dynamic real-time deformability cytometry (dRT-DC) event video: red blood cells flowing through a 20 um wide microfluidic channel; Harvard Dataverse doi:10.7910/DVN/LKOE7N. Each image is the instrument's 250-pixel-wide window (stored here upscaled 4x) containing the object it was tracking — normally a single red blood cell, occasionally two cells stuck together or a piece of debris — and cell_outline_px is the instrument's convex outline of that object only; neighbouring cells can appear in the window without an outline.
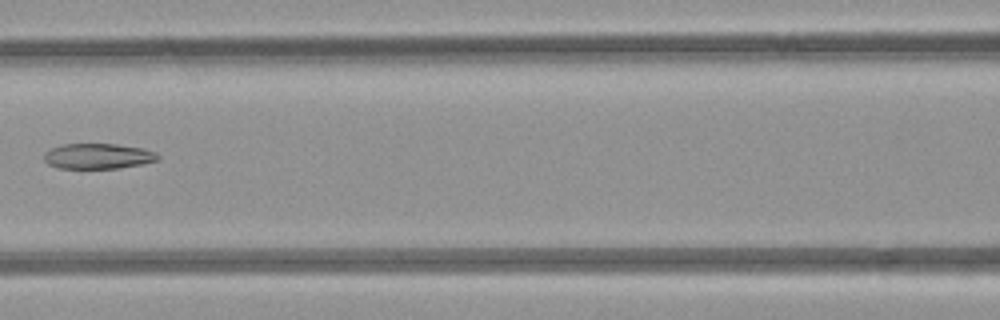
{"species": "common noctule bat (a hibernating species)", "species_latin": "Nyctalus noctula", "temperature_condition": "room temperature", "stored_images_in_passage": 8, "camera_frame_rate_fps": 3000, "um_per_image_px": 0.085, "animal": {"sex": "female", "body_mass_g": 21.9}, "frame": {"image": 1, "passage_image": 7, "time_ms": 7.0, "image_size_px": [1000, 320], "cell_outline_px": [[160, 160], [144, 164], [120, 168], [56, 168], [48, 164], [44, 160], [44, 152], [52, 148], [64, 144], [116, 144], [144, 148], [156, 152], [160, 156]], "centroid_in_image_um": [8.37, 13.28], "position_along_channel_um": 158.2, "area_um2": 17.05}}
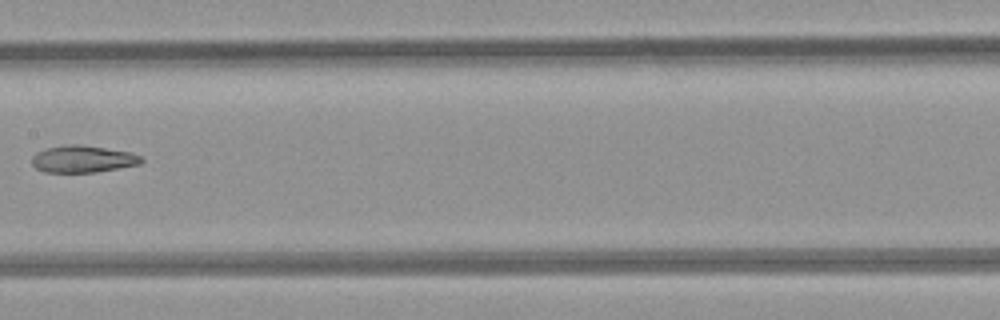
{"frame": {"image": 2, "passage_image": 8, "time_ms": 8.0, "image_size_px": [1000, 320], "cell_outline_px": [[144, 160], [140, 164], [96, 172], [44, 172], [36, 168], [32, 164], [32, 156], [36, 152], [44, 148], [72, 144], [104, 148], [132, 152], [144, 156]], "centroid_in_image_um": [7.06, 13.52], "position_along_channel_um": 200.3, "area_um2": 17.22}}